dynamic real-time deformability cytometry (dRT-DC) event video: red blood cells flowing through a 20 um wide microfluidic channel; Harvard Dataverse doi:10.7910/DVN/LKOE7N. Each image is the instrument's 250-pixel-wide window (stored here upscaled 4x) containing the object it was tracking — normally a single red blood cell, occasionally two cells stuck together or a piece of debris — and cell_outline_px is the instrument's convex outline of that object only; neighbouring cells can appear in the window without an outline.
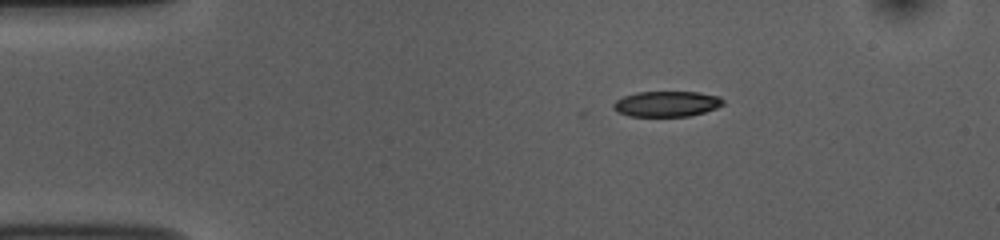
{"species": "common noctule bat (a hibernating species)", "species_latin": "Nyctalus noctula", "temperature_condition": "room temperature", "stored_images_in_passage": 37, "camera_frame_rate_fps": 3000, "um_per_image_px": 0.085, "animal": {"sex": "female", "body_mass_g": 10.0, "forearm_length_mm": 53.1}, "frame": {"image": 1, "passage_image": 1, "time_ms": 0.0, "image_size_px": [1000, 240], "cell_outline_px": [[724, 104], [716, 108], [704, 112], [688, 116], [628, 116], [616, 112], [612, 108], [612, 104], [616, 100], [624, 96], [636, 92], [700, 92], [720, 96], [724, 100]], "centroid_in_image_um": [56.65, 8.82], "position_along_channel_um": 28.3, "area_um2": 16.47}}
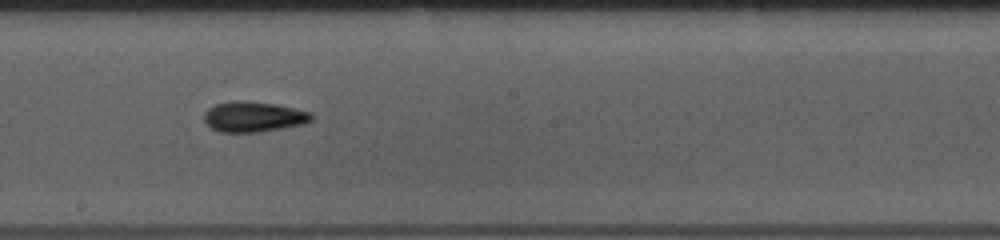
{"frame": {"image": 2, "passage_image": 21, "time_ms": 6.667, "image_size_px": [1000, 240], "cell_outline_px": [[312, 120], [304, 124], [260, 132], [220, 132], [212, 128], [204, 120], [204, 112], [208, 108], [216, 104], [232, 100], [244, 100], [276, 104], [312, 112]], "centroid_in_image_um": [21.55, 9.91], "position_along_channel_um": 226.6, "area_um2": 19.13}}
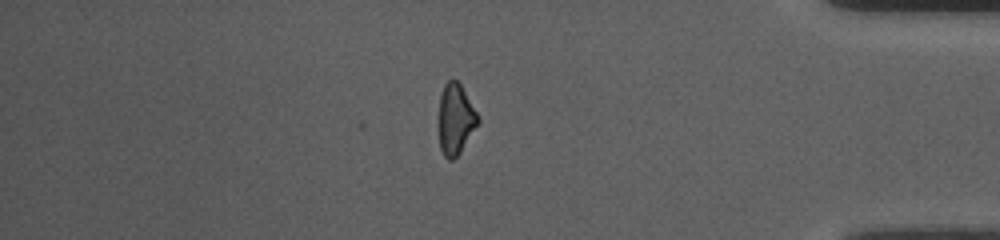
{"frame": {"image": 3, "passage_image": 37, "time_ms": 12.0, "image_size_px": [1000, 240], "cell_outline_px": [[480, 120], [460, 152], [452, 160], [448, 160], [444, 156], [440, 148], [440, 96], [444, 84], [452, 76], [460, 84], [480, 116]], "centroid_in_image_um": [38.74, 10.09], "position_along_channel_um": 396.5, "area_um2": 15.95}, "authors_computed_cell_mechanics": {"area_um2": 17.34, "velocity_mm_per_s": 3.7858, "shape_relaxation_time_tau1_ms": 4.3513, "shape_relaxation_time_tau2_ms": 2.1539, "deformation_change_tau1": 0.1439, "deformation_change_tau2": 0.0882}}